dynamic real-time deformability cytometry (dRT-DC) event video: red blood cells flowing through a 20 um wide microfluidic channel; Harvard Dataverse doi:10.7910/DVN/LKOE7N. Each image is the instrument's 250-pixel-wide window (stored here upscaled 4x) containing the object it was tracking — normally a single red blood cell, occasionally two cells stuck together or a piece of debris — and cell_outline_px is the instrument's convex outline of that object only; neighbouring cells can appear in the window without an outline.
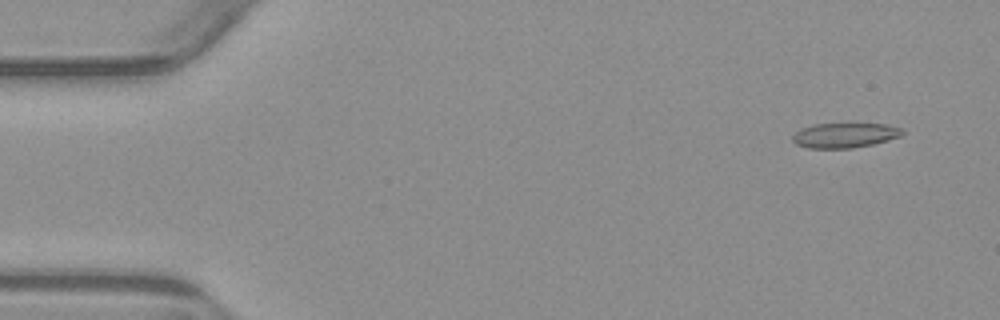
{"species": "common noctule bat (a hibernating species)", "species_latin": "Nyctalus noctula", "temperature_condition": "warm", "stored_images_in_passage": 6, "camera_frame_rate_fps": 3000, "um_per_image_px": 0.085, "animal": {"sex": "male", "body_mass_g": 23.1, "forearm_length_mm": 52.7}, "frame": {"image": 1, "passage_image": 2, "time_ms": 1.0, "image_size_px": [1000, 320], "cell_outline_px": [[904, 132], [900, 136], [888, 140], [872, 144], [852, 148], [808, 148], [796, 144], [792, 140], [792, 136], [800, 128], [816, 124], [884, 124], [904, 128]], "centroid_in_image_um": [71.8, 11.5], "position_along_channel_um": 13.2, "area_um2": 15.84}}
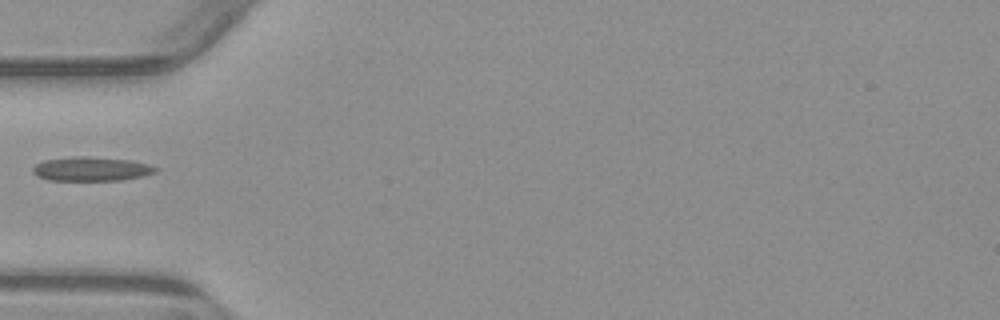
{"frame": {"image": 2, "passage_image": 5, "time_ms": 5.667, "image_size_px": [1000, 320], "cell_outline_px": [[156, 172], [144, 176], [124, 180], [48, 180], [36, 176], [32, 172], [32, 168], [36, 164], [44, 160], [76, 156], [88, 156], [128, 160], [152, 164], [156, 168]], "centroid_in_image_um": [7.76, 14.36], "position_along_channel_um": 77.2, "area_um2": 17.34}}
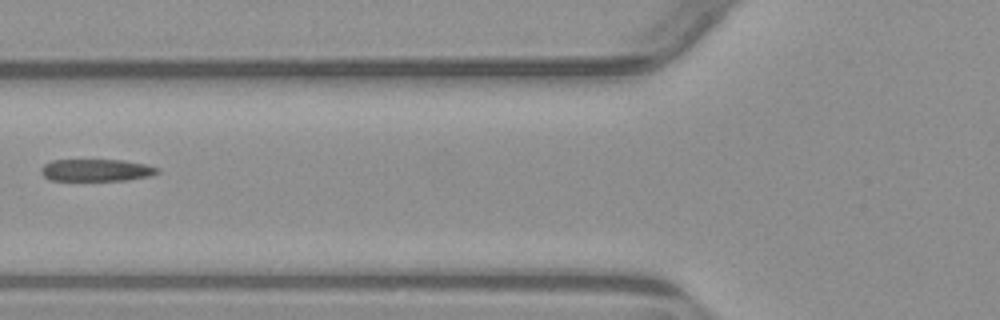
{"frame": {"image": 3, "passage_image": 6, "time_ms": 6.667, "image_size_px": [1000, 320], "cell_outline_px": [[160, 172], [152, 176], [128, 180], [48, 180], [40, 172], [40, 168], [44, 164], [52, 160], [124, 160], [144, 164], [160, 168]], "centroid_in_image_um": [8.2, 14.46], "position_along_channel_um": 117.6, "area_um2": 15.14}}